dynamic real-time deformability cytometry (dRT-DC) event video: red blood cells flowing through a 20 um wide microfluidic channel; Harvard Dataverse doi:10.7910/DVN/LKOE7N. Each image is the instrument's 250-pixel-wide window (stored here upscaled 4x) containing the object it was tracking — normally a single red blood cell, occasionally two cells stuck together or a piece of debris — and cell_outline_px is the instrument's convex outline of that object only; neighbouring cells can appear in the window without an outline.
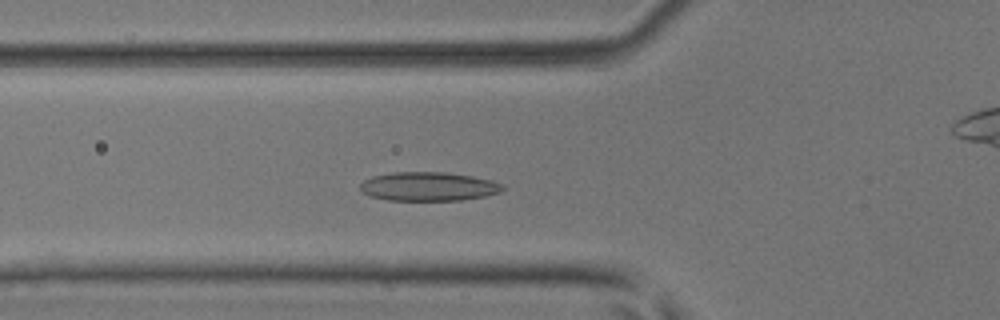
{"species": "common noctule bat (a hibernating species)", "species_latin": "Nyctalus noctula", "temperature_condition": "room temperature", "stored_images_in_passage": 47, "camera_frame_rate_fps": 3000, "um_per_image_px": 0.085, "animal": {"sex": "male", "body_mass_g": 17.9, "forearm_length_mm": 54.2}, "frame": {"image": 1, "passage_image": 14, "time_ms": 4.333, "image_size_px": [1000, 320], "cell_outline_px": [[504, 188], [500, 192], [484, 196], [460, 200], [388, 200], [372, 196], [364, 192], [360, 188], [360, 184], [364, 180], [372, 176], [392, 172], [444, 172], [472, 176], [492, 180], [500, 184]], "centroid_in_image_um": [36.41, 15.84], "position_along_channel_um": 89.4, "area_um2": 23.76}}
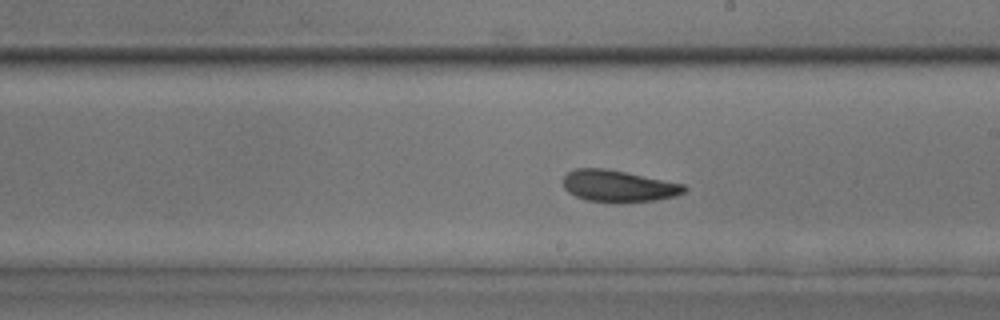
{"frame": {"image": 2, "passage_image": 25, "time_ms": 8.0, "image_size_px": [1000, 320], "cell_outline_px": [[688, 188], [684, 192], [676, 196], [656, 200], [620, 204], [588, 200], [576, 196], [568, 192], [564, 188], [564, 176], [568, 172], [576, 168], [604, 168], [684, 184]], "centroid_in_image_um": [52.57, 15.84], "position_along_channel_um": 236.4, "area_um2": 22.48}}
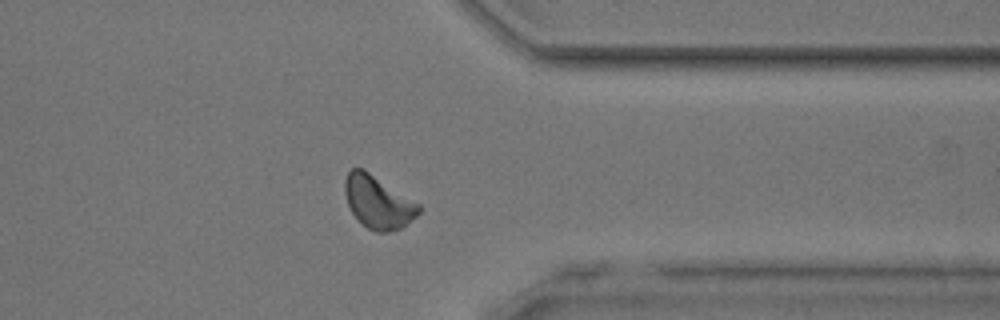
{"frame": {"image": 3, "passage_image": 36, "time_ms": 11.667, "image_size_px": [1000, 320], "cell_outline_px": [[424, 208], [416, 216], [400, 228], [388, 232], [376, 232], [368, 228], [352, 212], [348, 204], [344, 192], [344, 180], [348, 172], [352, 168], [364, 168], [420, 204]], "centroid_in_image_um": [32.14, 17.15], "position_along_channel_um": 379.3, "area_um2": 22.66}, "authors_computed_cell_mechanics": {"area_um2": 22.4842, "velocity_mm_per_s": 4.0225, "shape_relaxation_time_tau1_ms": 5.0048, "shape_relaxation_time_tau2_ms": 6.7814, "deformation_change_tau1": 0.1148, "deformation_change_tau2": 0.1054}}